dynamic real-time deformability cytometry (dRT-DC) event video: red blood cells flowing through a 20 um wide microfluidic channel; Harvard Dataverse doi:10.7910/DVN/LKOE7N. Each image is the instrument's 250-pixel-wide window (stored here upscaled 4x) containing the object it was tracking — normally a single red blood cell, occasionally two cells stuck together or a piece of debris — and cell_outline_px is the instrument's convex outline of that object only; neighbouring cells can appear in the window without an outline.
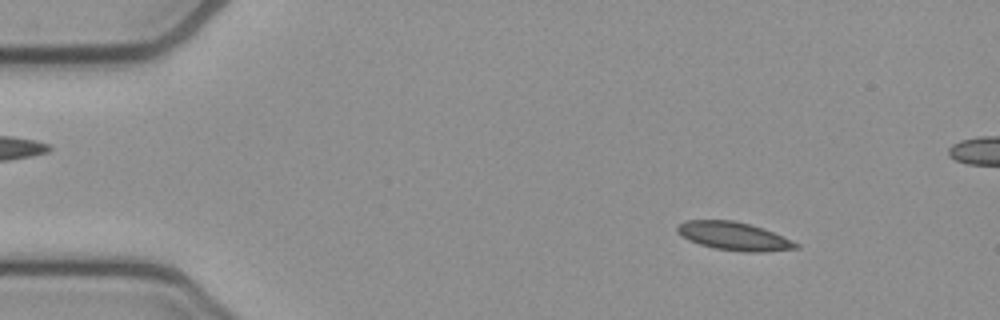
{"species": "common noctule bat (a hibernating species)", "species_latin": "Nyctalus noctula", "temperature_condition": "cold", "stored_images_in_passage": 54, "camera_frame_rate_fps": 3000, "um_per_image_px": 0.085, "animal": {"sex": "female", "body_mass_g": 21.9}, "frame": {"image": 1, "passage_image": 7, "time_ms": 2.0, "image_size_px": [1000, 320], "cell_outline_px": [[800, 248], [764, 252], [744, 252], [716, 248], [700, 244], [688, 240], [680, 236], [676, 232], [676, 228], [680, 224], [688, 220], [732, 220], [764, 228], [792, 240], [800, 244]], "centroid_in_image_um": [62.4, 20.08], "position_along_channel_um": 22.6, "area_um2": 19.54}}
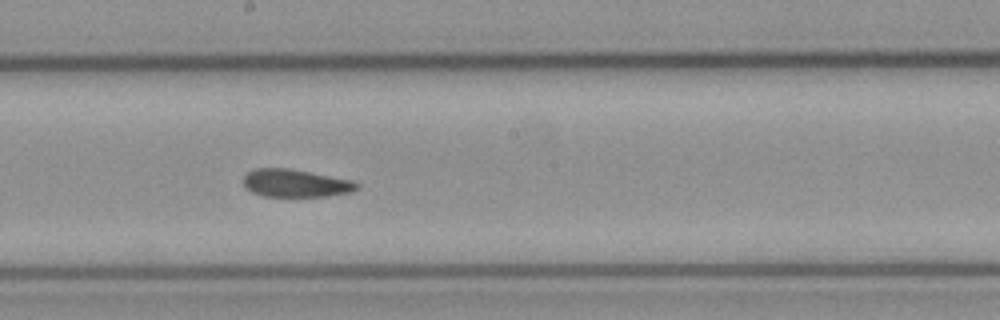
{"frame": {"image": 2, "passage_image": 29, "time_ms": 9.333, "image_size_px": [1000, 320], "cell_outline_px": [[360, 188], [352, 192], [328, 196], [264, 196], [252, 192], [244, 188], [244, 176], [248, 172], [256, 168], [288, 168], [352, 180], [360, 184]], "centroid_in_image_um": [25.14, 15.57], "position_along_channel_um": 223.1, "area_um2": 18.38}}
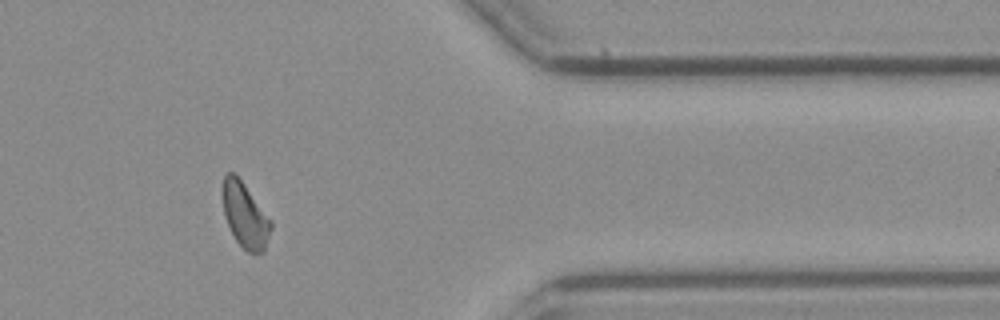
{"frame": {"image": 3, "passage_image": 44, "time_ms": 14.333, "image_size_px": [1000, 320], "cell_outline_px": [[272, 228], [264, 252], [256, 256], [248, 252], [236, 240], [224, 216], [220, 192], [224, 176], [228, 172], [232, 172], [244, 184], [272, 220]], "centroid_in_image_um": [20.82, 18.31], "position_along_channel_um": 390.6, "area_um2": 18.61}, "authors_computed_cell_mechanics": {"area_um2": 19.1607, "velocity_mm_per_s": 3.8057, "shape_relaxation_time_tau1_ms": null, "shape_relaxation_time_tau2_ms": 3.2684, "deformation_change_tau1": null, "deformation_change_tau2": 0.0688}}